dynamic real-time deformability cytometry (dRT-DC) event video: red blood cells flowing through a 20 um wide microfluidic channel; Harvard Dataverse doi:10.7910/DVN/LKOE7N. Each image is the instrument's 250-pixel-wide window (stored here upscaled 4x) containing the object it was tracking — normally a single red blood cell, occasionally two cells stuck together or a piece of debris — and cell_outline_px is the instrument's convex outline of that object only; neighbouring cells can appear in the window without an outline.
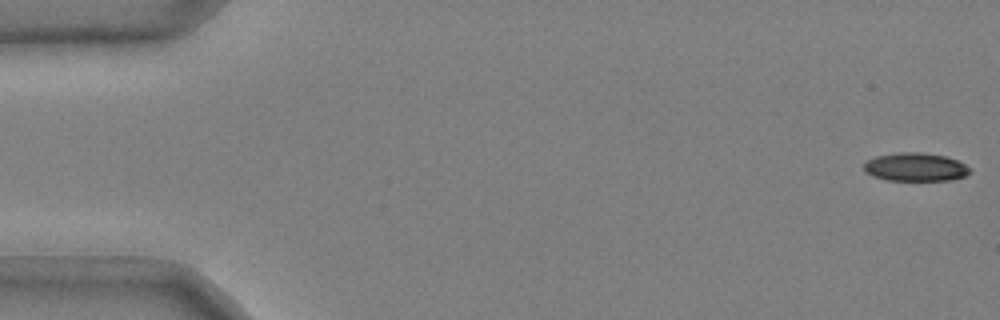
{"species": "common noctule bat (a hibernating species)", "species_latin": "Nyctalus noctula", "temperature_condition": "cold", "stored_images_in_passage": 51, "camera_frame_rate_fps": 3000, "um_per_image_px": 0.085, "animal": {"sex": "male", "body_mass_g": 20.4}, "frame": {"image": 1, "passage_image": 1, "time_ms": 0.0, "image_size_px": [1000, 320], "cell_outline_px": [[972, 172], [964, 176], [952, 180], [888, 180], [872, 176], [864, 172], [864, 164], [868, 160], [876, 156], [900, 152], [920, 152], [944, 156], [956, 160], [972, 168]], "centroid_in_image_um": [77.82, 14.2], "position_along_channel_um": 7.2, "area_um2": 17.51}}
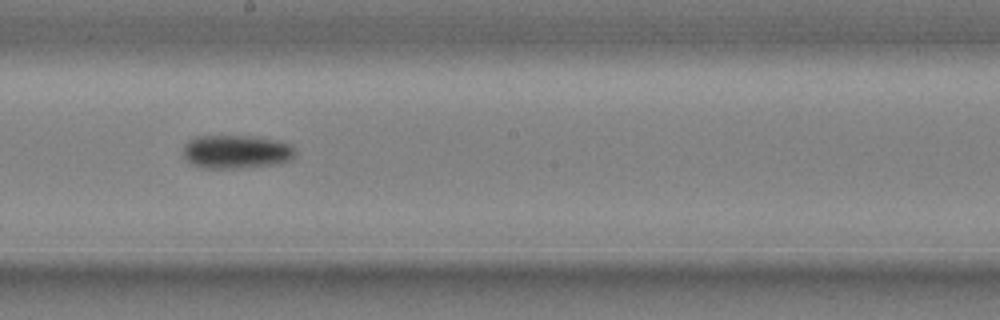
{"frame": {"image": 2, "passage_image": 30, "time_ms": 9.667, "image_size_px": [1000, 320], "cell_outline_px": [[296, 156], [292, 160], [272, 164], [240, 168], [204, 168], [192, 164], [184, 156], [184, 144], [188, 140], [196, 136], [248, 136], [276, 140], [292, 144], [296, 152]], "centroid_in_image_um": [20.1, 12.89], "position_along_channel_um": 228.1, "area_um2": 21.91}}
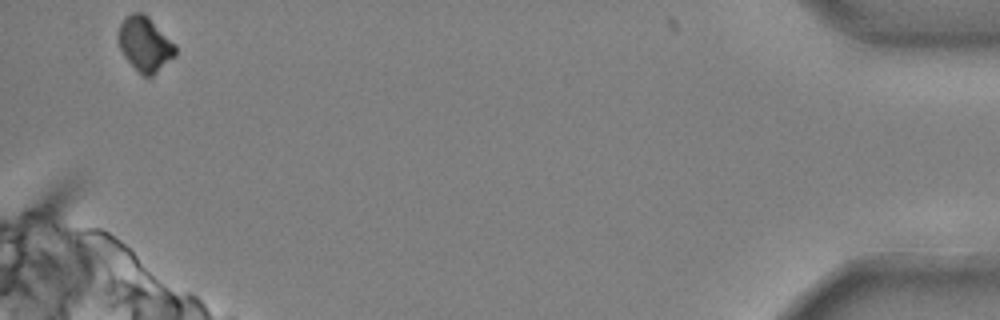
{"frame": {"image": 3, "passage_image": 51, "time_ms": 16.667, "image_size_px": [1000, 320], "cell_outline_px": [[176, 56], [152, 76], [144, 76], [124, 56], [116, 40], [116, 36], [120, 24], [132, 12], [144, 12], [176, 44]], "centroid_in_image_um": [12.32, 3.72], "position_along_channel_um": 422.9, "area_um2": 18.21}, "authors_computed_cell_mechanics": {"area_um2": 20.1722, "velocity_mm_per_s": 3.7086, "shape_relaxation_time_tau1_ms": 3.1962, "shape_relaxation_time_tau2_ms": null, "deformation_change_tau1": 0.1139, "deformation_change_tau2": null}}